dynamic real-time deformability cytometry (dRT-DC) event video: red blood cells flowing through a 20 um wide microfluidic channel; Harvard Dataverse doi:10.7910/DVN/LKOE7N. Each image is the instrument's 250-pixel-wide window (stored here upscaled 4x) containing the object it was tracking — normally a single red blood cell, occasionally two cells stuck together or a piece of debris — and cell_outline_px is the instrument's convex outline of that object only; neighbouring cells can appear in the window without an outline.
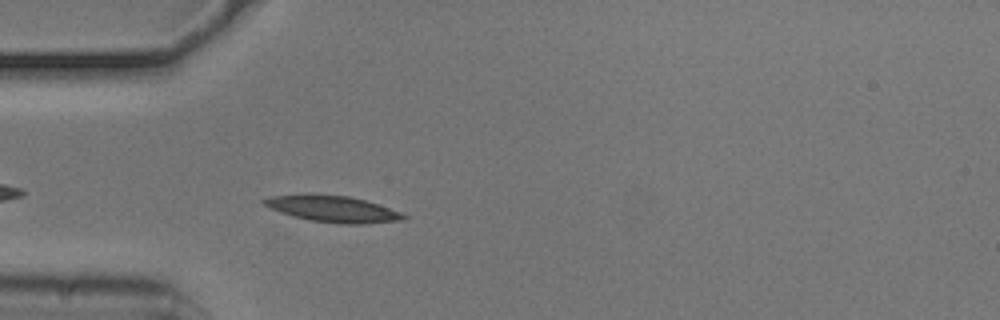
{"species": "common noctule bat (a hibernating species)", "species_latin": "Nyctalus noctula", "temperature_condition": "cold", "stored_images_in_passage": 42, "camera_frame_rate_fps": 3000, "um_per_image_px": 0.085, "animal": {"sex": "male", "body_mass_g": 20.5, "forearm_length_mm": 52.5}, "frame": {"image": 1, "passage_image": 4, "time_ms": 1.0, "image_size_px": [1000, 320], "cell_outline_px": [[408, 216], [404, 220], [368, 224], [340, 224], [308, 220], [280, 212], [264, 204], [260, 200], [272, 196], [308, 192], [348, 196], [364, 200], [400, 212]], "centroid_in_image_um": [28.26, 17.74], "position_along_channel_um": 56.7, "area_um2": 21.73}}
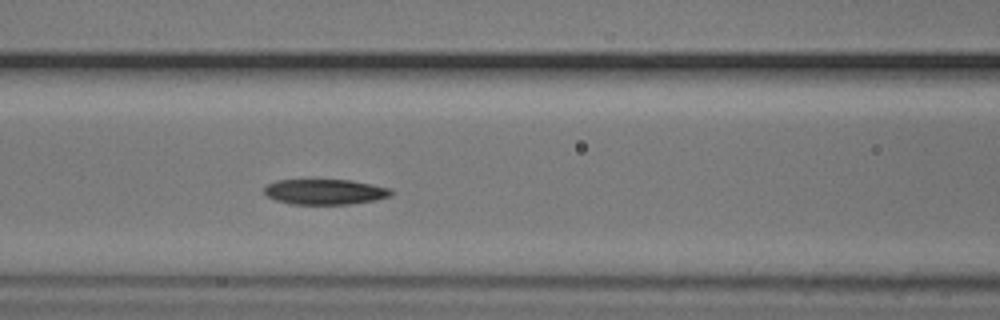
{"frame": {"image": 2, "passage_image": 11, "time_ms": 3.333, "image_size_px": [1000, 320], "cell_outline_px": [[396, 192], [392, 196], [376, 200], [348, 204], [292, 204], [276, 200], [268, 196], [264, 192], [264, 188], [268, 184], [276, 180], [352, 180], [372, 184], [388, 188]], "centroid_in_image_um": [27.67, 16.3], "position_along_channel_um": 138.9, "area_um2": 18.79}}
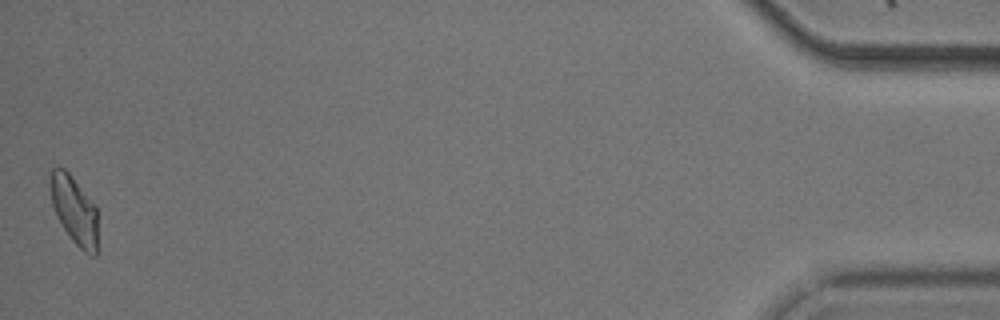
{"frame": {"image": 3, "passage_image": 42, "time_ms": 13.667, "image_size_px": [1000, 320], "cell_outline_px": [[100, 252], [96, 256], [92, 256], [84, 252], [72, 240], [56, 216], [52, 204], [52, 168], [64, 168], [68, 172], [96, 208]], "centroid_in_image_um": [6.39, 18.0], "position_along_channel_um": 428.8, "area_um2": 18.61}, "authors_computed_cell_mechanics": {"area_um2": 19.3052, "velocity_mm_per_s": 3.7117, "shape_relaxation_time_tau1_ms": 3.9521, "shape_relaxation_time_tau2_ms": null, "deformation_change_tau1": 0.128, "deformation_change_tau2": null}}